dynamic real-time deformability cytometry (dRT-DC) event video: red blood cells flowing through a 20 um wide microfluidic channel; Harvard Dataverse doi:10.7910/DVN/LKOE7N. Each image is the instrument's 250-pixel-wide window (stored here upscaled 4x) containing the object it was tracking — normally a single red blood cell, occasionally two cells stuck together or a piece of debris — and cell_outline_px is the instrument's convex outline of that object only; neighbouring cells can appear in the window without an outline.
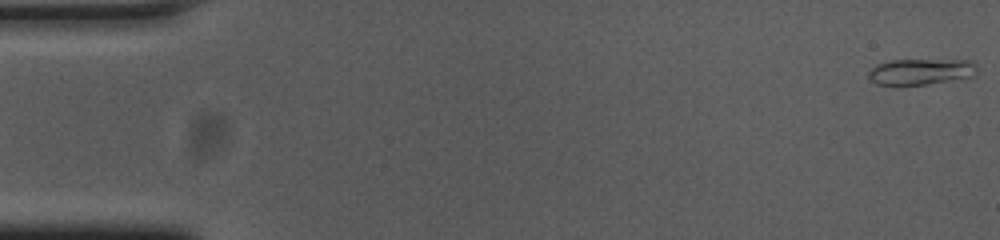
{"species": "common noctule bat (a hibernating species)", "species_latin": "Nyctalus noctula", "temperature_condition": "cold", "stored_images_in_passage": 54, "camera_frame_rate_fps": 3000, "um_per_image_px": 0.085, "animal": {"sex": "female", "body_mass_g": 23.0, "forearm_length_mm": 53.4}, "frame": {"image": 1, "passage_image": 1, "time_ms": 0.0, "image_size_px": [1000, 240], "cell_outline_px": [[976, 76], [928, 84], [876, 84], [868, 76], [868, 72], [876, 64], [888, 60], [972, 60], [976, 64]], "centroid_in_image_um": [78.3, 6.07], "position_along_channel_um": 6.7, "area_um2": 16.42}}
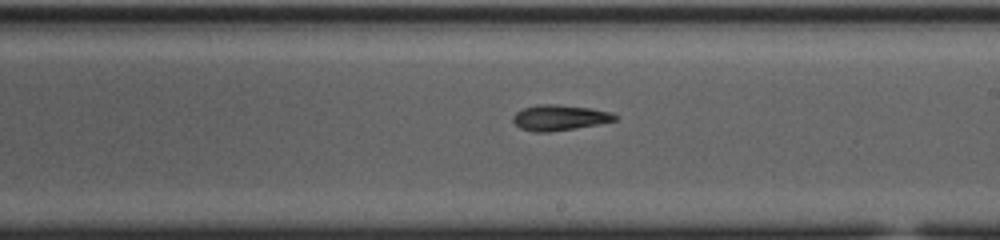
{"frame": {"image": 2, "passage_image": 31, "time_ms": 10.0, "image_size_px": [1000, 240], "cell_outline_px": [[620, 116], [616, 120], [596, 124], [548, 132], [536, 132], [520, 128], [512, 120], [512, 116], [516, 112], [524, 108], [536, 104], [556, 104], [592, 108], [612, 112]], "centroid_in_image_um": [47.56, 9.98], "position_along_channel_um": 241.4, "area_um2": 15.14}}
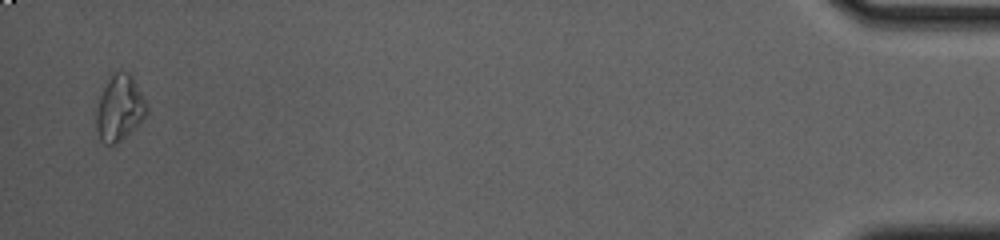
{"frame": {"image": 3, "passage_image": 53, "time_ms": 17.333, "image_size_px": [1000, 240], "cell_outline_px": [[148, 112], [140, 124], [116, 144], [104, 144], [100, 140], [96, 128], [96, 108], [100, 96], [108, 80], [116, 72], [128, 72], [132, 76], [148, 104]], "centroid_in_image_um": [10.18, 9.22], "position_along_channel_um": 425.0, "area_um2": 19.31}, "authors_computed_cell_mechanics": {"area_um2": 15.2303, "velocity_mm_per_s": 3.7443, "shape_relaxation_time_tau1_ms": 8.019, "shape_relaxation_time_tau2_ms": null, "deformation_change_tau1": 0.2296, "deformation_change_tau2": null}}